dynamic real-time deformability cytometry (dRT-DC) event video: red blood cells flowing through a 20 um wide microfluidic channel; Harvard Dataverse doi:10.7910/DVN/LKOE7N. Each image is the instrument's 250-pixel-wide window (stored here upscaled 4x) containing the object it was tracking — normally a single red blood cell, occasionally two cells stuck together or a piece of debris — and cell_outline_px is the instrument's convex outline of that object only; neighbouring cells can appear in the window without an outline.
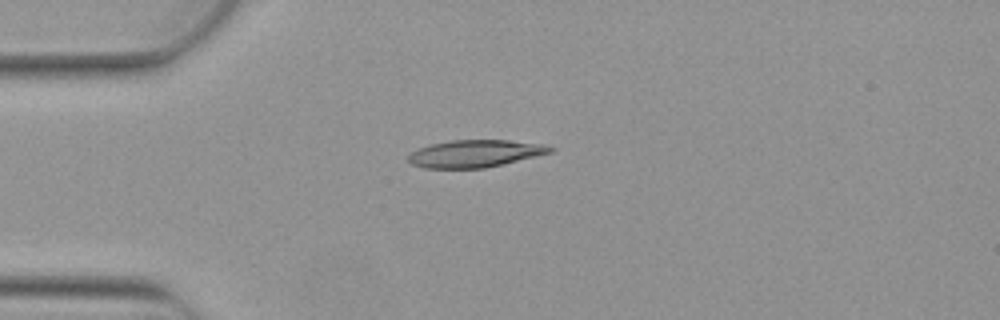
{"species": "Egyptian fruit bat (a non-hibernating species)", "species_latin": "Rousettus aegyptiacus", "temperature_condition": "warm", "stored_images_in_passage": 6, "camera_frame_rate_fps": 3000, "um_per_image_px": 0.085, "animal": {"sex": "female"}, "frame": {"image": 1, "passage_image": 3, "time_ms": 0.667, "image_size_px": [1000, 320], "cell_outline_px": [[556, 148], [552, 152], [536, 156], [484, 168], [424, 168], [412, 164], [408, 160], [408, 156], [412, 152], [420, 148], [432, 144], [452, 140], [508, 140], [540, 144]], "centroid_in_image_um": [40.37, 13.05], "position_along_channel_um": 44.6, "area_um2": 22.25}}
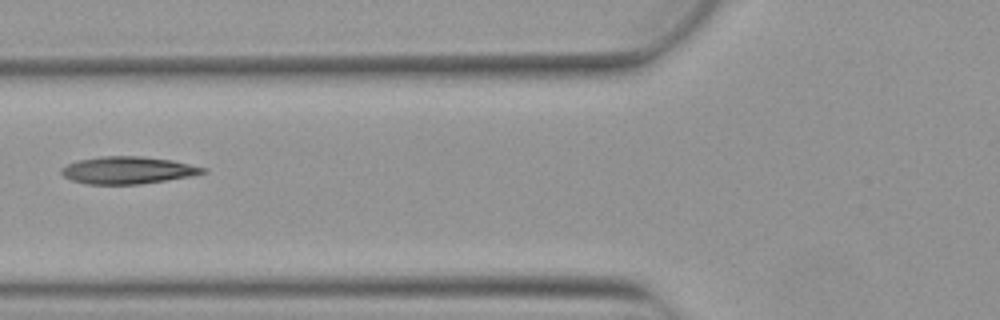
{"frame": {"image": 2, "passage_image": 5, "time_ms": 1.333, "image_size_px": [1000, 320], "cell_outline_px": [[208, 172], [192, 176], [140, 184], [88, 184], [72, 180], [64, 176], [60, 172], [60, 168], [76, 160], [100, 156], [140, 156], [172, 160], [208, 168]], "centroid_in_image_um": [10.88, 14.46], "position_along_channel_um": 114.9, "area_um2": 22.6}}
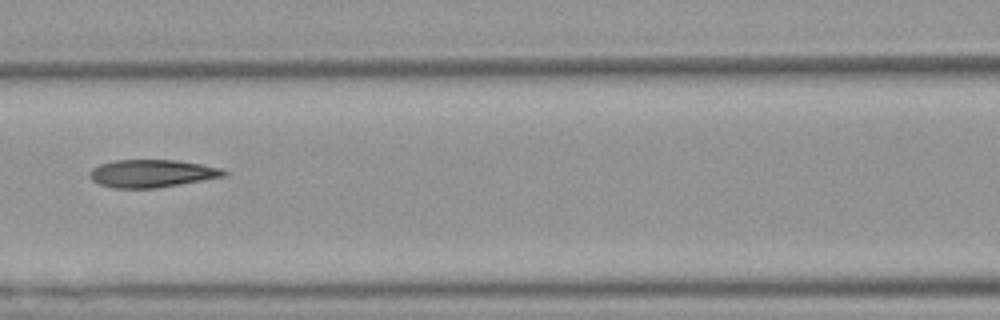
{"frame": {"image": 3, "passage_image": 6, "time_ms": 1.667, "image_size_px": [1000, 320], "cell_outline_px": [[228, 172], [224, 176], [180, 184], [156, 188], [112, 188], [100, 184], [92, 180], [88, 176], [88, 172], [92, 168], [100, 164], [112, 160], [176, 160], [224, 168]], "centroid_in_image_um": [12.88, 14.74], "position_along_channel_um": 153.7, "area_um2": 21.73}}